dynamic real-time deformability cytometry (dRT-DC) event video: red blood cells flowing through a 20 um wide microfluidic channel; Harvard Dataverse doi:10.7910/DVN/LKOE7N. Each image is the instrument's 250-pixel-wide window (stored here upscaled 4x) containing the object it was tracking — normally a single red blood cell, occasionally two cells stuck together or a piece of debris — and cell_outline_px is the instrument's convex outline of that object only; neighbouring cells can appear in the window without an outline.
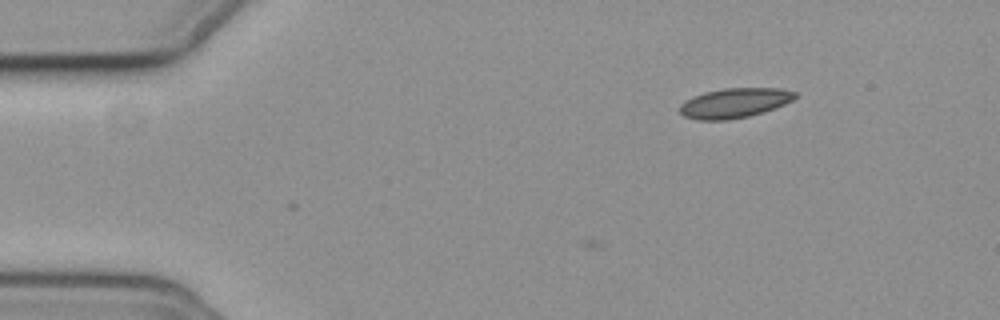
{"species": "common noctule bat (a hibernating species)", "species_latin": "Nyctalus noctula", "temperature_condition": "cold", "stored_images_in_passage": 4, "camera_frame_rate_fps": 3000, "um_per_image_px": 0.085, "animal": {"sex": "female", "body_mass_g": 19.3, "forearm_length_mm": 54.1}, "frame": {"image": 1, "passage_image": 1, "time_ms": 0.0, "image_size_px": [1000, 320], "cell_outline_px": [[796, 96], [792, 100], [776, 108], [764, 112], [748, 116], [728, 120], [696, 120], [684, 116], [680, 112], [680, 104], [692, 96], [704, 92], [724, 88], [780, 88], [796, 92]], "centroid_in_image_um": [62.42, 8.75], "position_along_channel_um": 22.6, "area_um2": 20.06}}